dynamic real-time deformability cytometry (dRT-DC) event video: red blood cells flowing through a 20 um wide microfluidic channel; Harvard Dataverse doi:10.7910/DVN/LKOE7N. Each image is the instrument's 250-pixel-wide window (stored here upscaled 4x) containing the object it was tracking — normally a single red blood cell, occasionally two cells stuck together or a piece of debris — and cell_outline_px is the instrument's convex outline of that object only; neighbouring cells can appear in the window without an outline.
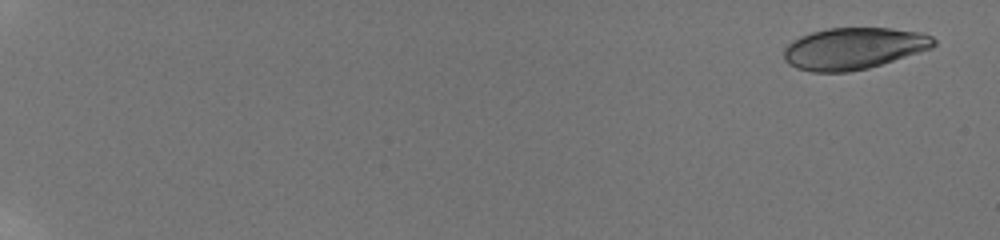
{"species": "human", "species_latin": "Homo sapiens", "temperature_condition": "room temperature", "stored_images_in_passage": 14, "camera_frame_rate_fps": 3000, "um_per_image_px": 0.085, "donor": {"sex": "male"}, "frame": {"image": 1, "passage_image": 2, "time_ms": 0.667, "image_size_px": [1000, 240], "cell_outline_px": [[936, 44], [932, 48], [868, 68], [848, 72], [812, 72], [796, 68], [788, 64], [784, 60], [784, 48], [792, 40], [800, 36], [812, 32], [828, 28], [892, 28], [920, 32], [932, 36], [936, 40]], "centroid_in_image_um": [72.54, 4.11], "position_along_channel_um": 12.5, "area_um2": 36.47}}